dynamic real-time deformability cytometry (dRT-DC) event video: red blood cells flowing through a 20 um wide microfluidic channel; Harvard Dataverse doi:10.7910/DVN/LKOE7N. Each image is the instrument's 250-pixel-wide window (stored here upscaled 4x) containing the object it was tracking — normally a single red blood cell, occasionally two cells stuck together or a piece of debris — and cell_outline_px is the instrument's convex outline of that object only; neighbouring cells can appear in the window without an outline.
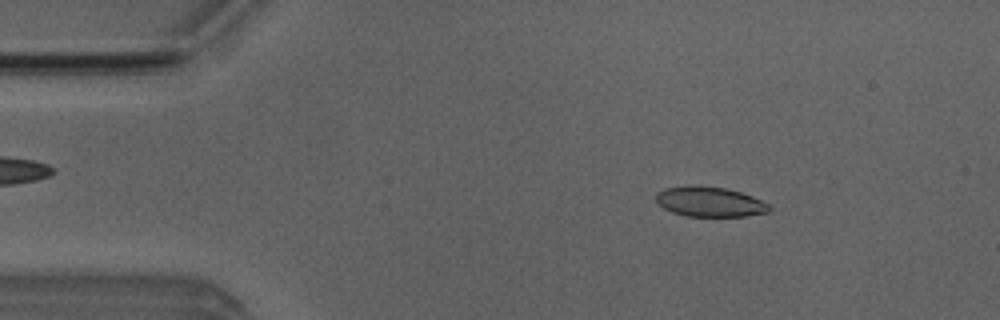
{"species": "Egyptian fruit bat (a non-hibernating species)", "species_latin": "Rousettus aegyptiacus", "temperature_condition": "room temperature", "stored_images_in_passage": 3, "camera_frame_rate_fps": 3000, "um_per_image_px": 0.085, "animal": {"sex": "male"}, "frame": {"image": 1, "passage_image": 1, "time_ms": 0.0, "image_size_px": [1000, 320], "cell_outline_px": [[772, 208], [768, 212], [744, 216], [684, 216], [672, 212], [664, 208], [656, 200], [656, 192], [664, 188], [724, 188], [740, 192], [752, 196], [768, 204]], "centroid_in_image_um": [60.35, 17.2], "position_along_channel_um": 24.6, "area_um2": 18.96}}